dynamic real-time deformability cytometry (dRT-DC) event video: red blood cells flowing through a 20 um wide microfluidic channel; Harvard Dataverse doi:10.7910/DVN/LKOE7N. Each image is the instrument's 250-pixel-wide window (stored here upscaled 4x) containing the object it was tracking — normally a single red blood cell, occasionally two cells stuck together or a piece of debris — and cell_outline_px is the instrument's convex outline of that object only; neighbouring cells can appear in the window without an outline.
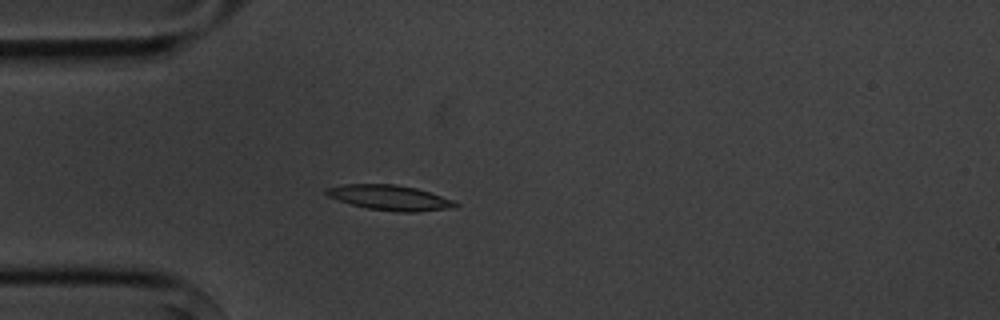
{"species": "common noctule bat (a hibernating species)", "species_latin": "Nyctalus noctula", "temperature_condition": "cold", "stored_images_in_passage": 4, "camera_frame_rate_fps": 3000, "um_per_image_px": 0.085, "animal": {"sex": "male", "body_mass_g": 20.1, "forearm_length_mm": 53.5}, "frame": {"image": 1, "passage_image": 4, "time_ms": 4.333, "image_size_px": [1000, 320], "cell_outline_px": [[460, 204], [456, 208], [416, 212], [396, 212], [368, 208], [352, 204], [328, 196], [324, 192], [324, 188], [344, 184], [396, 184], [416, 188], [452, 200]], "centroid_in_image_um": [33.14, 16.8], "position_along_channel_um": 51.9, "area_um2": 18.84}}